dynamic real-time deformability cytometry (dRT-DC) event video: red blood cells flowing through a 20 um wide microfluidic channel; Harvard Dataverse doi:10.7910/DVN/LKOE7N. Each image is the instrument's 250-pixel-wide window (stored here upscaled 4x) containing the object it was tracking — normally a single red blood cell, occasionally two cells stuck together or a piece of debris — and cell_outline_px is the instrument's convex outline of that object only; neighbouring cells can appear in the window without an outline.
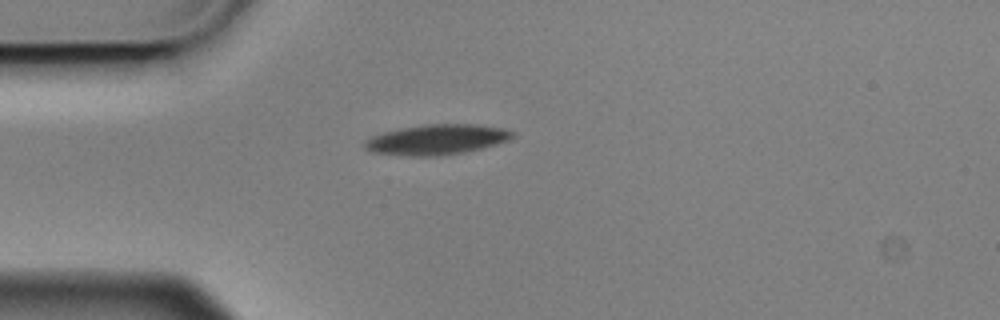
{"species": "Egyptian fruit bat (a non-hibernating species)", "species_latin": "Rousettus aegyptiacus", "temperature_condition": "cold", "stored_images_in_passage": 3, "camera_frame_rate_fps": 3000, "um_per_image_px": 0.085, "animal": {"sex": "male"}, "frame": {"image": 1, "passage_image": 3, "time_ms": 0.667, "image_size_px": [1000, 320], "cell_outline_px": [[516, 136], [508, 140], [496, 144], [464, 152], [440, 156], [408, 156], [372, 152], [364, 148], [364, 140], [372, 136], [384, 132], [400, 128], [424, 124], [476, 124], [504, 128], [516, 132]], "centroid_in_image_um": [37.13, 11.86], "position_along_channel_um": 47.9, "area_um2": 26.18}}